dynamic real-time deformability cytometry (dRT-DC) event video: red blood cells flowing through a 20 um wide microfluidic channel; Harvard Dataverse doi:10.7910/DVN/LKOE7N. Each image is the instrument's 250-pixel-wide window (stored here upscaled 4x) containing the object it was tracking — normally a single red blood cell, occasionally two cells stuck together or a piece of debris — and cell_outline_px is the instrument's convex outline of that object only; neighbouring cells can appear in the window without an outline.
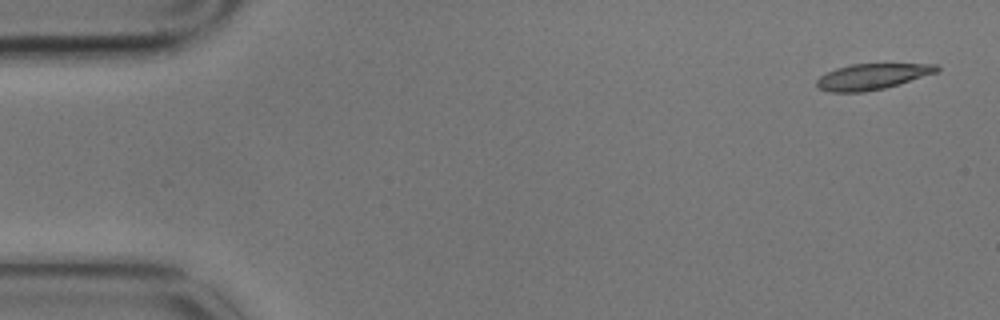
{"species": "common noctule bat (a hibernating species)", "species_latin": "Nyctalus noctula", "temperature_condition": "cold", "stored_images_in_passage": 5, "camera_frame_rate_fps": 3000, "um_per_image_px": 0.085, "animal": {"sex": "male", "body_mass_g": 17.9}, "frame": {"image": 1, "passage_image": 1, "time_ms": 0.0, "image_size_px": [1000, 320], "cell_outline_px": [[940, 68], [936, 72], [900, 84], [884, 88], [864, 92], [828, 92], [820, 88], [816, 84], [816, 80], [820, 76], [836, 68], [852, 64], [936, 64]], "centroid_in_image_um": [74.11, 6.51], "position_along_channel_um": 10.9, "area_um2": 17.92}}
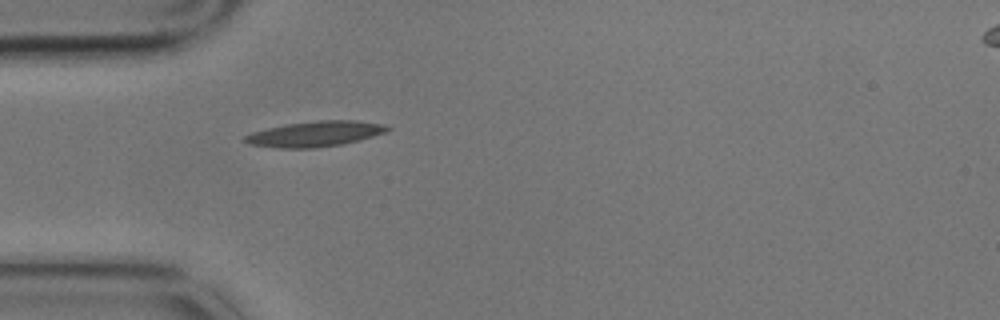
{"frame": {"image": 2, "passage_image": 5, "time_ms": 1.333, "image_size_px": [1000, 320], "cell_outline_px": [[392, 128], [384, 132], [372, 136], [340, 144], [316, 148], [276, 148], [248, 144], [244, 140], [244, 136], [252, 132], [268, 128], [288, 124], [320, 120], [356, 120], [380, 124]], "centroid_in_image_um": [26.72, 11.38], "position_along_channel_um": 58.3, "area_um2": 20.75}}